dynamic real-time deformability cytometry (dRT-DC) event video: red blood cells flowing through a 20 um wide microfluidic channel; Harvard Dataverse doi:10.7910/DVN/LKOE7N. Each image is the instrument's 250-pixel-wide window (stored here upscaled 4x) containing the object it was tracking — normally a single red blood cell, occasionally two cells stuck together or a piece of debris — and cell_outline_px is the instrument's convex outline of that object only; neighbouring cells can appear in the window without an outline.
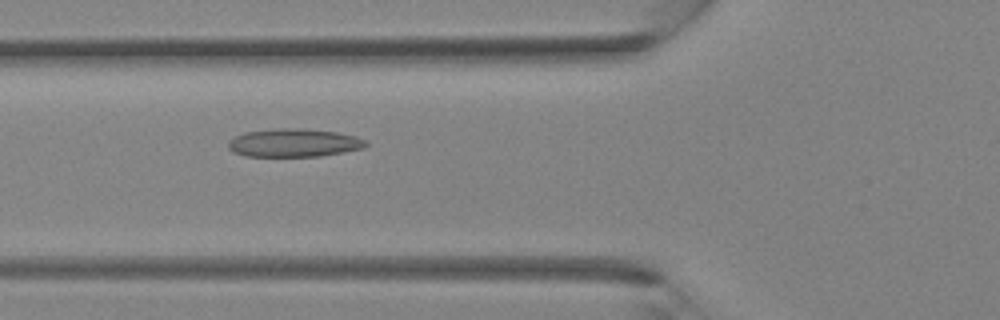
{"species": "Egyptian fruit bat (a non-hibernating species)", "species_latin": "Rousettus aegyptiacus", "temperature_condition": "room temperature", "stored_images_in_passage": 37, "camera_frame_rate_fps": 3000, "um_per_image_px": 0.085, "animal": {"sex": "female"}, "frame": {"image": 1, "passage_image": 14, "time_ms": 4.333, "image_size_px": [1000, 320], "cell_outline_px": [[368, 144], [364, 148], [320, 156], [244, 156], [232, 152], [228, 148], [228, 140], [244, 132], [284, 128], [300, 128], [336, 132], [356, 136], [364, 140]], "centroid_in_image_um": [24.95, 12.14], "position_along_channel_um": 100.8, "area_um2": 22.54}}
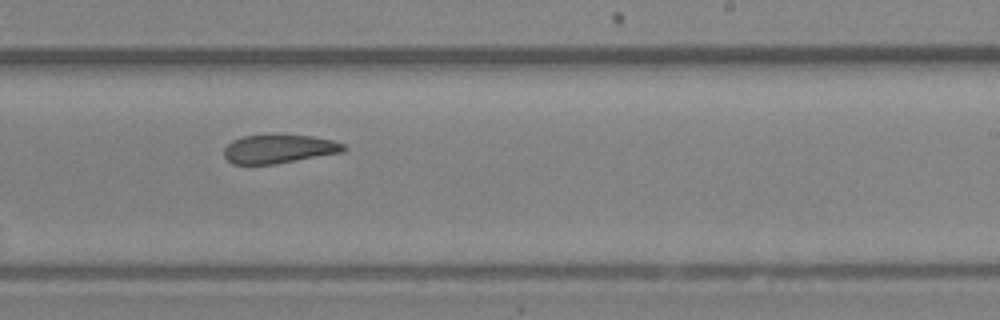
{"frame": {"image": 2, "passage_image": 23, "time_ms": 7.333, "image_size_px": [1000, 320], "cell_outline_px": [[348, 148], [344, 152], [276, 164], [232, 164], [224, 156], [224, 148], [232, 140], [244, 136], [312, 136], [332, 140], [344, 144]], "centroid_in_image_um": [23.73, 12.68], "position_along_channel_um": 265.3, "area_um2": 19.77}}
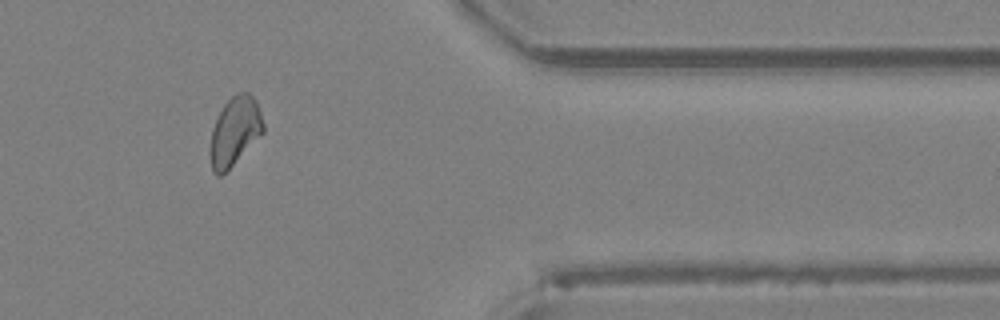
{"frame": {"image": 3, "passage_image": 31, "time_ms": 10.0, "image_size_px": [1000, 320], "cell_outline_px": [[264, 132], [220, 176], [216, 176], [212, 172], [212, 128], [224, 104], [232, 96], [240, 92], [248, 92], [256, 100], [264, 124]], "centroid_in_image_um": [19.99, 11.11], "position_along_channel_um": 391.4, "area_um2": 20.46}}